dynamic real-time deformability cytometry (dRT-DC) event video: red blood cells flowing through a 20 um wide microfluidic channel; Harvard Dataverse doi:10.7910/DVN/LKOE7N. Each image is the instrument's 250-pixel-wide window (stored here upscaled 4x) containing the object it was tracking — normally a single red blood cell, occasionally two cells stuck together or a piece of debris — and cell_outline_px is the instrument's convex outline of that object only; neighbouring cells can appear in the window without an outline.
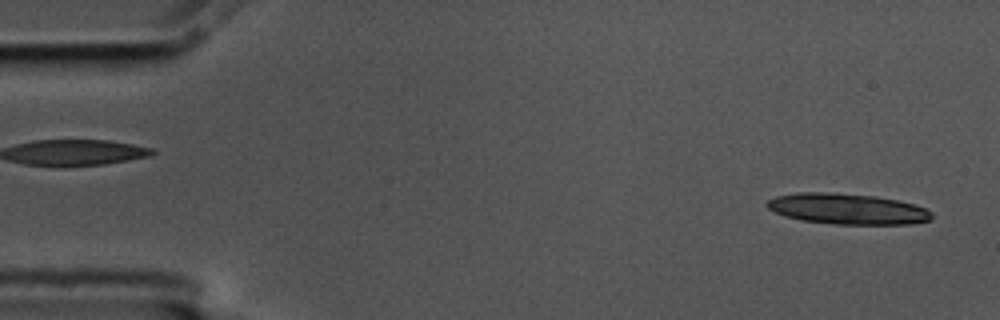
{"species": "common noctule bat (a hibernating species)", "species_latin": "Nyctalus noctula", "temperature_condition": "cold", "stored_images_in_passage": 21, "camera_frame_rate_fps": 3000, "um_per_image_px": 0.085, "animal": {"sex": "male", "body_mass_g": 17.5, "forearm_length_mm": 52.3}, "frame": {"image": 1, "passage_image": 2, "time_ms": 0.333, "image_size_px": [1000, 320], "cell_outline_px": [[932, 220], [912, 224], [836, 224], [804, 220], [784, 216], [768, 208], [764, 204], [768, 200], [776, 196], [796, 192], [836, 192], [876, 196], [896, 200], [912, 204], [924, 208], [932, 212]], "centroid_in_image_um": [72.01, 17.75], "position_along_channel_um": 13.0, "area_um2": 29.54}}
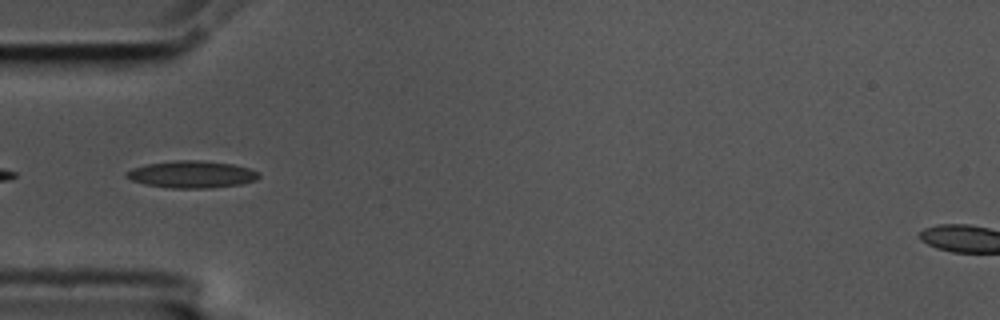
{"frame": {"image": 2, "passage_image": 17, "time_ms": 5.333, "image_size_px": [1000, 320], "cell_outline_px": [[260, 176], [256, 180], [240, 184], [208, 188], [172, 188], [144, 184], [132, 180], [124, 176], [124, 172], [132, 168], [148, 164], [176, 160], [200, 160], [232, 164], [248, 168], [260, 172]], "centroid_in_image_um": [16.29, 14.82], "position_along_channel_um": 68.7, "area_um2": 20.87}}